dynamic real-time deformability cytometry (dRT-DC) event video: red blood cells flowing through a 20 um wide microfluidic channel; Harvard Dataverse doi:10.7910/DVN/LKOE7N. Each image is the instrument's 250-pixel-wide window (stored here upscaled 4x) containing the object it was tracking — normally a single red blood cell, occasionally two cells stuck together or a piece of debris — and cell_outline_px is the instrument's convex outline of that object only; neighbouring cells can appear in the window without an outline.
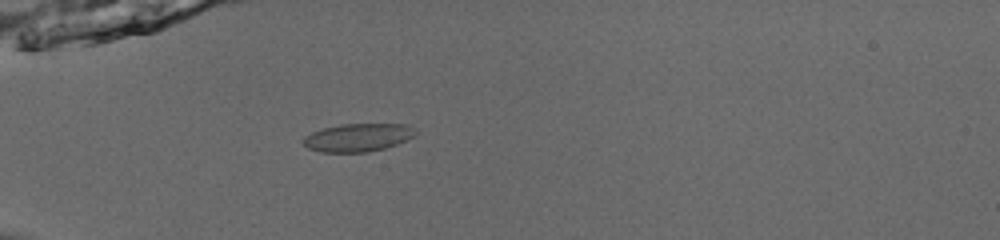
{"species": "common noctule bat (a hibernating species)", "species_latin": "Nyctalus noctula", "temperature_condition": "room temperature", "stored_images_in_passage": 53, "camera_frame_rate_fps": 3000, "um_per_image_px": 0.085, "animal": {"sex": "male", "body_mass_g": 13.0, "forearm_length_mm": 53.1}, "frame": {"image": 1, "passage_image": 17, "time_ms": 5.333, "image_size_px": [1000, 240], "cell_outline_px": [[416, 132], [408, 140], [384, 148], [368, 152], [320, 152], [308, 148], [300, 144], [300, 140], [304, 136], [312, 132], [324, 128], [340, 124], [404, 124], [412, 128]], "centroid_in_image_um": [30.34, 11.69], "position_along_channel_um": 54.7, "area_um2": 18.38}}
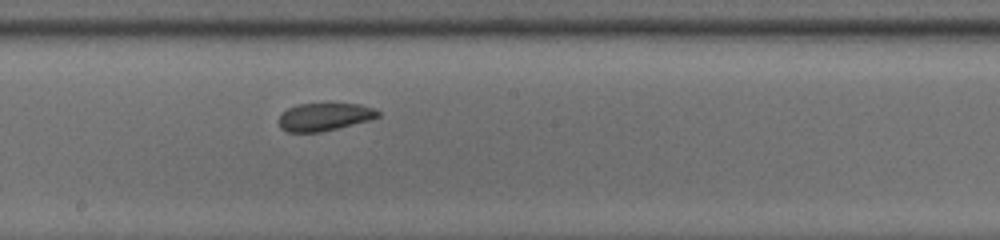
{"frame": {"image": 2, "passage_image": 31, "time_ms": 10.0, "image_size_px": [1000, 240], "cell_outline_px": [[380, 116], [368, 120], [320, 132], [288, 132], [280, 128], [280, 116], [288, 108], [296, 104], [360, 104], [372, 108], [380, 112]], "centroid_in_image_um": [27.56, 9.93], "position_along_channel_um": 220.6, "area_um2": 15.72}}
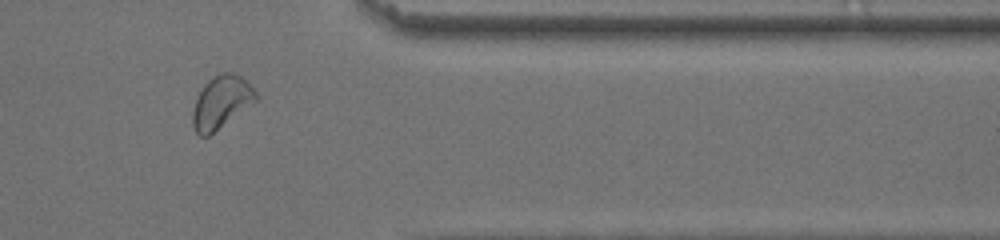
{"frame": {"image": 3, "passage_image": 45, "time_ms": 14.667, "image_size_px": [1000, 240], "cell_outline_px": [[260, 96], [256, 100], [208, 136], [200, 136], [196, 132], [192, 124], [192, 112], [196, 100], [204, 84], [208, 80], [220, 72], [232, 72], [240, 76]], "centroid_in_image_um": [18.78, 8.67], "position_along_channel_um": 392.6, "area_um2": 18.9}, "authors_computed_cell_mechanics": {"area_um2": 18.3804, "velocity_mm_per_s": 3.8537, "shape_relaxation_time_tau1_ms": 8.9205, "shape_relaxation_time_tau2_ms": 2.5463, "deformation_change_tau1": 0.1425, "deformation_change_tau2": 0.0527}}